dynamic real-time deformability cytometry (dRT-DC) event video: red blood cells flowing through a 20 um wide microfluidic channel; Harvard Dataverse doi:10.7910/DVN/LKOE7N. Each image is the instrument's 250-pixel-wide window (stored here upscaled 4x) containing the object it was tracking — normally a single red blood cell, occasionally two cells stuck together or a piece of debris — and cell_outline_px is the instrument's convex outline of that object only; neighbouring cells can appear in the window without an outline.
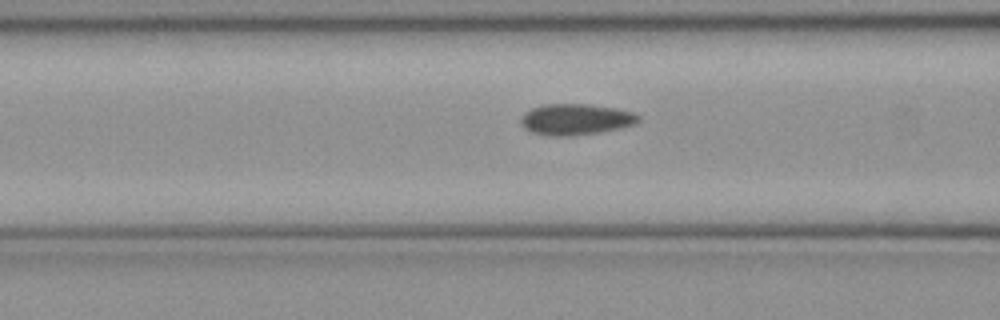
{"species": "common noctule bat (a hibernating species)", "species_latin": "Nyctalus noctula", "temperature_condition": "cold", "stored_images_in_passage": 29, "camera_frame_rate_fps": 3000, "um_per_image_px": 0.085, "animal": {"sex": "female", "body_mass_g": 21.9}, "frame": {"image": 1, "passage_image": 14, "time_ms": 4.333, "image_size_px": [1000, 320], "cell_outline_px": [[640, 120], [636, 124], [620, 128], [600, 132], [572, 136], [544, 136], [532, 132], [524, 128], [520, 120], [524, 112], [532, 108], [544, 104], [588, 104], [616, 108], [636, 112], [640, 116]], "centroid_in_image_um": [48.96, 10.15], "position_along_channel_um": 117.6, "area_um2": 21.62}}
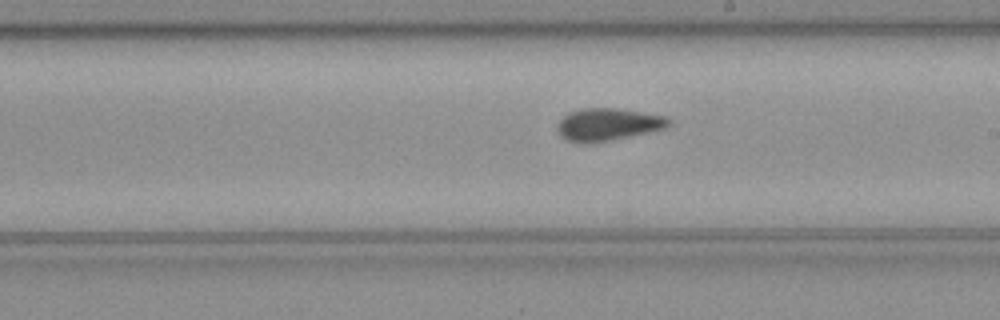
{"frame": {"image": 2, "passage_image": 23, "time_ms": 7.333, "image_size_px": [1000, 320], "cell_outline_px": [[668, 124], [664, 128], [628, 136], [588, 144], [584, 144], [568, 140], [560, 136], [556, 128], [556, 124], [568, 112], [580, 108], [616, 108], [664, 116], [668, 120]], "centroid_in_image_um": [51.55, 10.57], "position_along_channel_um": 237.4, "area_um2": 20.69}}
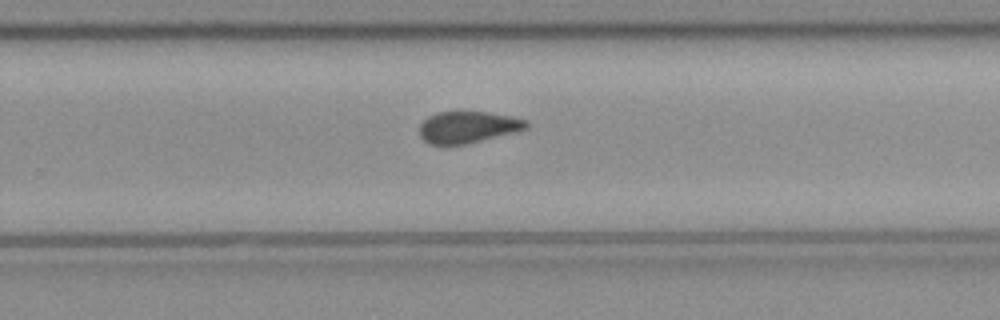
{"frame": {"image": 3, "passage_image": 27, "time_ms": 8.667, "image_size_px": [1000, 320], "cell_outline_px": [[532, 124], [528, 128], [516, 132], [464, 144], [428, 144], [420, 136], [420, 124], [428, 116], [436, 112], [488, 112], [512, 116], [528, 120]], "centroid_in_image_um": [39.82, 10.79], "position_along_channel_um": 290.0, "area_um2": 19.77}}